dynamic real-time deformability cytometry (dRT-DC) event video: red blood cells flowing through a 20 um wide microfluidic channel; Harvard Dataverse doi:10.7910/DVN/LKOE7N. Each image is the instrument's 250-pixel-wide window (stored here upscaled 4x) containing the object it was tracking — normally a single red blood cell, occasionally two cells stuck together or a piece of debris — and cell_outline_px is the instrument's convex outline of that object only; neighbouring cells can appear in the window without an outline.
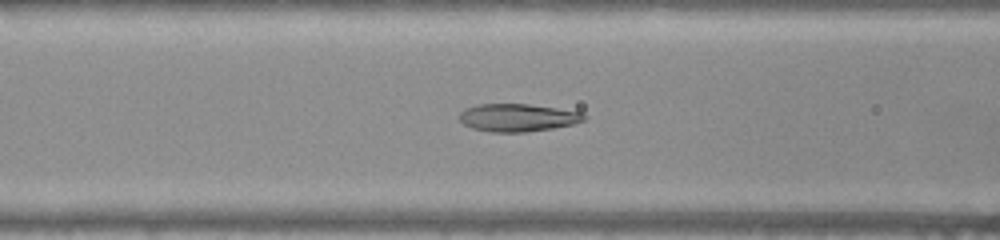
{"species": "common noctule bat (a hibernating species)", "species_latin": "Nyctalus noctula", "temperature_condition": "warm", "stored_images_in_passage": 50, "camera_frame_rate_fps": 3000, "um_per_image_px": 0.085, "animal": {"sex": "female", "body_mass_g": 22.0, "forearm_length_mm": 56.7}, "frame": {"image": 1, "passage_image": 19, "time_ms": 6.0, "image_size_px": [1000, 240], "cell_outline_px": [[588, 116], [584, 120], [572, 124], [552, 128], [524, 132], [488, 132], [472, 128], [464, 124], [460, 120], [460, 112], [464, 108], [476, 104], [528, 104], [584, 112]], "centroid_in_image_um": [43.99, 9.99], "position_along_channel_um": 122.6, "area_um2": 20.23}}
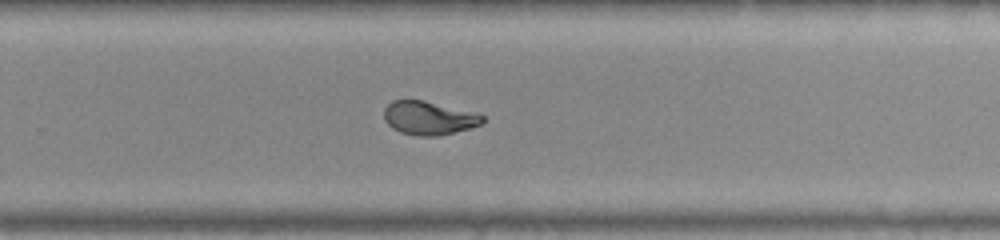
{"frame": {"image": 2, "passage_image": 32, "time_ms": 10.333, "image_size_px": [1000, 240], "cell_outline_px": [[484, 120], [480, 124], [472, 128], [436, 136], [420, 136], [400, 132], [392, 128], [384, 120], [384, 108], [392, 100], [424, 100], [484, 116]], "centroid_in_image_um": [36.39, 10.04], "position_along_channel_um": 293.4, "area_um2": 18.96}}
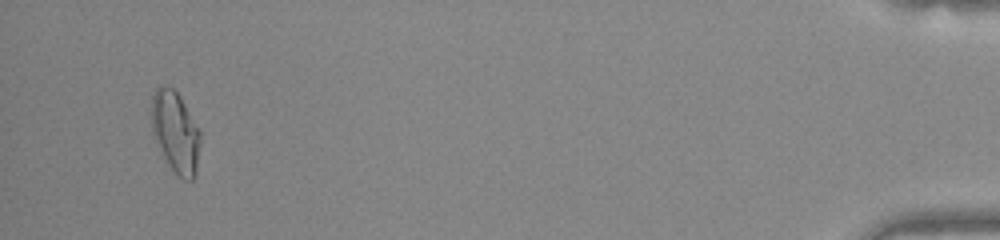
{"frame": {"image": 3, "passage_image": 48, "time_ms": 15.667, "image_size_px": [1000, 240], "cell_outline_px": [[200, 144], [196, 176], [192, 180], [184, 180], [168, 164], [156, 144], [152, 136], [152, 96], [156, 88], [172, 88], [180, 96], [200, 132]], "centroid_in_image_um": [14.92, 11.27], "position_along_channel_um": 420.3, "area_um2": 22.83}, "authors_computed_cell_mechanics": {"area_um2": 20.3456, "velocity_mm_per_s": 3.9551, "shape_relaxation_time_tau1_ms": null, "shape_relaxation_time_tau2_ms": 1.0147, "deformation_change_tau1": null, "deformation_change_tau2": 0.0617}}